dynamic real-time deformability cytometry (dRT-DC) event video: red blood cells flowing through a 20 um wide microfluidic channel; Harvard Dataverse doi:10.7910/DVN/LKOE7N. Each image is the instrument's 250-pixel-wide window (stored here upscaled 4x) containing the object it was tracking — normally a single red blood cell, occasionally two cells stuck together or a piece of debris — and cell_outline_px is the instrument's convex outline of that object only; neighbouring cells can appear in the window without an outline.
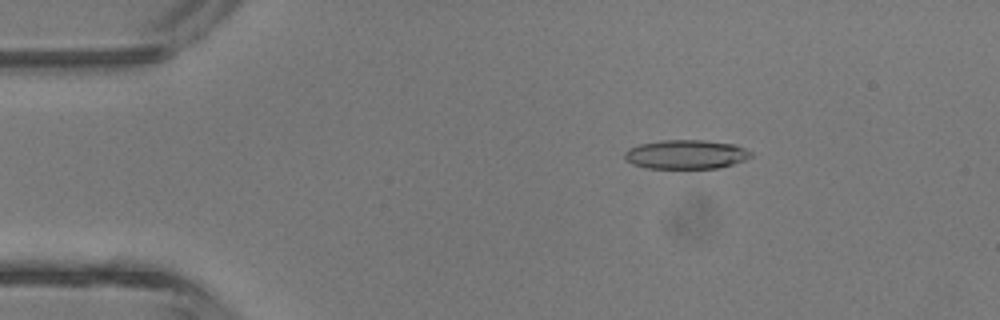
{"species": "common noctule bat (a hibernating species)", "species_latin": "Nyctalus noctula", "temperature_condition": "room temperature", "stored_images_in_passage": 5, "camera_frame_rate_fps": 3000, "um_per_image_px": 0.085, "animal": {"sex": "male", "body_mass_g": 13.3}, "frame": {"image": 1, "passage_image": 2, "time_ms": 1.0, "image_size_px": [1000, 320], "cell_outline_px": [[752, 156], [744, 160], [720, 168], [648, 168], [632, 164], [624, 160], [624, 152], [628, 148], [640, 144], [660, 140], [704, 140], [736, 144], [752, 152]], "centroid_in_image_um": [58.29, 13.12], "position_along_channel_um": 26.7, "area_um2": 21.56}}
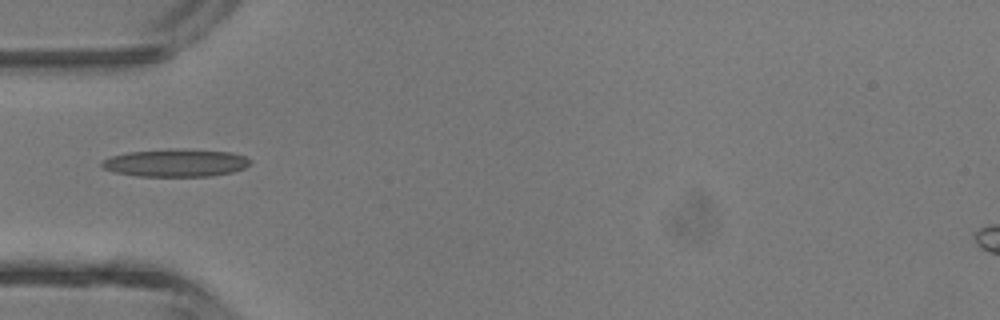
{"frame": {"image": 2, "passage_image": 4, "time_ms": 3.333, "image_size_px": [1000, 320], "cell_outline_px": [[252, 160], [244, 168], [232, 172], [208, 176], [136, 176], [116, 172], [104, 168], [100, 164], [104, 160], [112, 156], [128, 152], [168, 148], [184, 148], [232, 152], [244, 156]], "centroid_in_image_um": [14.96, 13.82], "position_along_channel_um": 70.0, "area_um2": 24.04}}
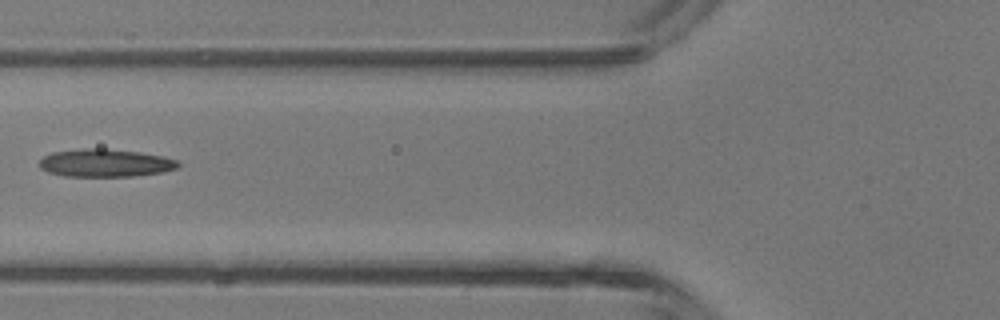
{"frame": {"image": 3, "passage_image": 5, "time_ms": 4.333, "image_size_px": [1000, 320], "cell_outline_px": [[180, 164], [176, 168], [164, 172], [132, 176], [64, 176], [48, 172], [40, 168], [40, 160], [44, 156], [52, 152], [84, 148], [104, 148], [140, 152], [164, 156], [176, 160]], "centroid_in_image_um": [8.95, 13.84], "position_along_channel_um": 116.9, "area_um2": 22.54}}